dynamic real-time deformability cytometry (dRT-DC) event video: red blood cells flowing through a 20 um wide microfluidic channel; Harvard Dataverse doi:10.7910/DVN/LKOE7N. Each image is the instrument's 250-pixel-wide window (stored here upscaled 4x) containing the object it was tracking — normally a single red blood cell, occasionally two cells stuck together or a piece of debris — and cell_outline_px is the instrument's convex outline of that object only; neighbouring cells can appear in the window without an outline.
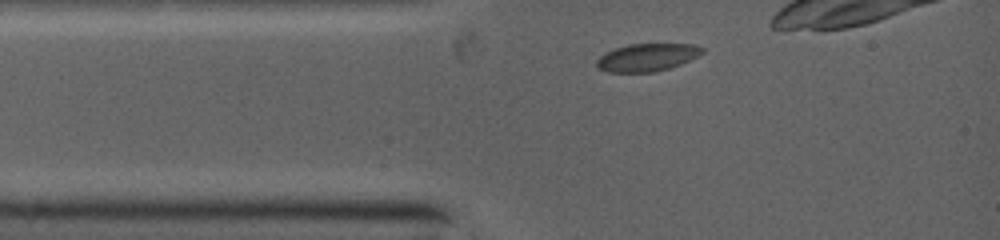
{"species": "common noctule bat (a hibernating species)", "species_latin": "Nyctalus noctula", "temperature_condition": "warm", "stored_images_in_passage": 3, "segment_of_instrument_passage": [1, 2], "camera_frame_rate_fps": 5000, "um_per_image_px": 0.085, "animal": {"sex": "female", "body_mass_g": 19.0, "forearm_length_mm": 53.3}, "frame": {"image": 1, "passage_image": 1, "time_ms": 0.0, "image_size_px": [1000, 240], "cell_outline_px": [[704, 52], [680, 64], [668, 68], [652, 72], [608, 72], [596, 68], [596, 60], [600, 56], [616, 48], [628, 44], [688, 44], [704, 48]], "centroid_in_image_um": [54.96, 4.88], "position_along_channel_um": 30.0, "area_um2": 16.76}}
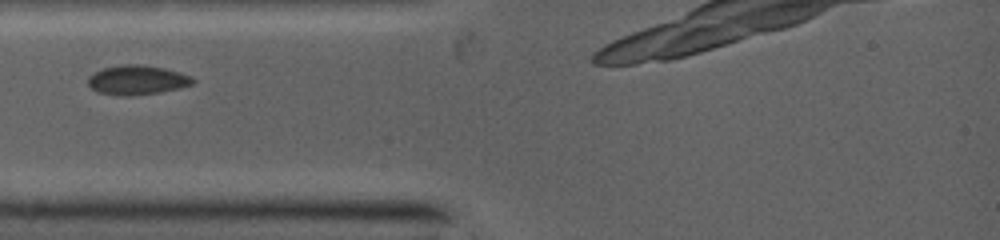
{"frame": {"image": 2, "passage_image": 2, "time_ms": 1.2, "image_size_px": [1000, 240], "cell_outline_px": [[196, 80], [192, 84], [176, 88], [156, 92], [100, 92], [92, 88], [88, 84], [88, 76], [104, 68], [120, 64], [140, 64], [180, 72]], "centroid_in_image_um": [11.66, 6.73], "position_along_channel_um": 73.3, "area_um2": 16.59}}